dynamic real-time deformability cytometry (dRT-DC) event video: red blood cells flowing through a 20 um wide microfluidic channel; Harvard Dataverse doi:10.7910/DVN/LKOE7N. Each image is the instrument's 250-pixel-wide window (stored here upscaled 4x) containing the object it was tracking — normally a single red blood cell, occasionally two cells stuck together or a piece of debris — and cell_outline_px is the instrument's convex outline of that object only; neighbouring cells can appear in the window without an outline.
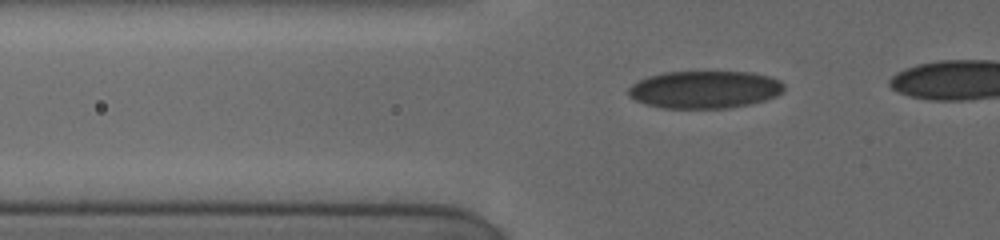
{"species": "human", "species_latin": "Homo sapiens", "temperature_condition": "cold", "stored_images_in_passage": 18, "camera_frame_rate_fps": 3000, "um_per_image_px": 0.085, "donor": {"sex": "female"}, "frame": {"image": 1, "passage_image": 6, "time_ms": 3.0, "image_size_px": [1000, 240], "cell_outline_px": [[784, 92], [776, 96], [752, 104], [732, 108], [664, 108], [648, 104], [636, 100], [628, 96], [628, 88], [632, 84], [648, 76], [664, 72], [752, 72], [768, 76], [780, 80], [784, 84]], "centroid_in_image_um": [59.93, 7.61], "position_along_channel_um": 65.9, "area_um2": 34.16}}
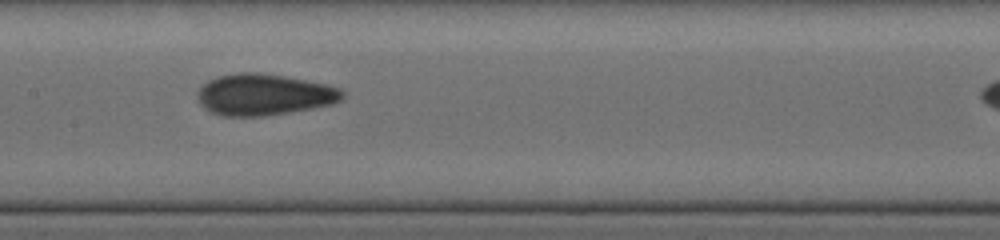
{"frame": {"image": 2, "passage_image": 14, "time_ms": 6.333, "image_size_px": [1000, 240], "cell_outline_px": [[344, 96], [340, 100], [332, 104], [312, 108], [264, 116], [220, 116], [204, 108], [200, 104], [196, 96], [196, 92], [208, 80], [216, 76], [240, 72], [260, 72], [284, 76], [324, 84], [340, 88], [344, 92]], "centroid_in_image_um": [22.39, 8.04], "position_along_channel_um": 185.0, "area_um2": 34.97}}
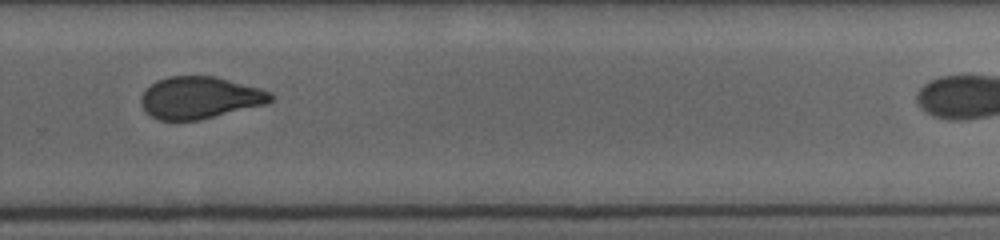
{"frame": {"image": 3, "passage_image": 17, "time_ms": 9.667, "image_size_px": [1000, 240], "cell_outline_px": [[276, 96], [268, 104], [200, 120], [160, 120], [152, 116], [144, 108], [140, 100], [140, 96], [156, 80], [168, 76], [212, 76], [260, 88], [272, 92]], "centroid_in_image_um": [17.03, 8.31], "position_along_channel_um": 312.8, "area_um2": 31.73}}